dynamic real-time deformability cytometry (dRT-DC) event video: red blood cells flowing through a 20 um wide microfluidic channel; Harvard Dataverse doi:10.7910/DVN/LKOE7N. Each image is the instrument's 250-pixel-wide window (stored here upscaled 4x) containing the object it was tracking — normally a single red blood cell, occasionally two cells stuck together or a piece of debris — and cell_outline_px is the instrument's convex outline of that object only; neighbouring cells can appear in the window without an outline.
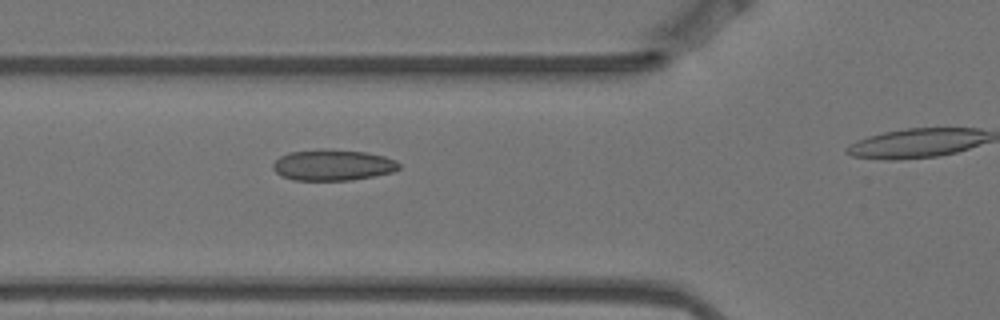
{"species": "Egyptian fruit bat (a non-hibernating species)", "species_latin": "Rousettus aegyptiacus", "temperature_condition": "warm", "stored_images_in_passage": 4, "segment_of_instrument_passage": [1, 2], "camera_frame_rate_fps": 3000, "um_per_image_px": 0.085, "animal": {"sex": "female"}, "frame": {"image": 1, "passage_image": 3, "time_ms": 0.667, "image_size_px": [1000, 320], "cell_outline_px": [[400, 168], [392, 172], [372, 176], [348, 180], [292, 180], [280, 176], [272, 168], [272, 164], [280, 156], [288, 152], [324, 148], [364, 152], [384, 156], [396, 160], [400, 164]], "centroid_in_image_um": [28.25, 14.02], "position_along_channel_um": 97.6, "area_um2": 22.89}}